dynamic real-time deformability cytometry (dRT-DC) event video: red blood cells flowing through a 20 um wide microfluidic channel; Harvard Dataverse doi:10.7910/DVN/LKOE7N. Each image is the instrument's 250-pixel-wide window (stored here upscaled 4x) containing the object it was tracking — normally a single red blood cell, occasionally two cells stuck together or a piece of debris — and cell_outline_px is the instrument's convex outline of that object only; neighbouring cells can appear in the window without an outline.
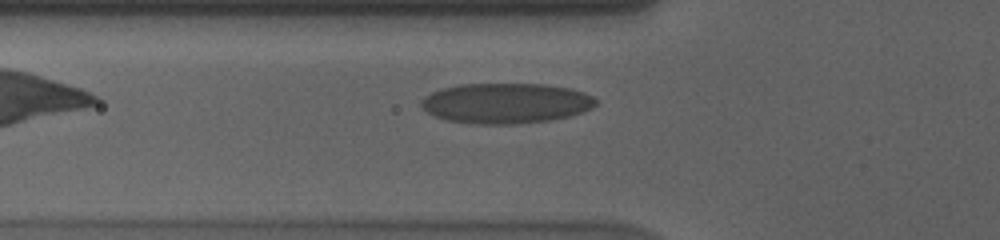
{"species": "human", "species_latin": "Homo sapiens", "temperature_condition": "cold", "stored_images_in_passage": 39, "camera_frame_rate_fps": 3000, "um_per_image_px": 0.085, "donor": {"sex": "male"}, "frame": {"image": 1, "passage_image": 2, "time_ms": 0.333, "image_size_px": [1000, 240], "cell_outline_px": [[596, 104], [592, 108], [572, 116], [552, 120], [516, 124], [472, 124], [448, 120], [436, 116], [428, 112], [420, 104], [420, 100], [424, 96], [440, 88], [460, 84], [544, 84], [568, 88], [584, 92], [592, 96], [596, 100]], "centroid_in_image_um": [43.0, 8.77], "position_along_channel_um": 82.8, "area_um2": 41.21}}
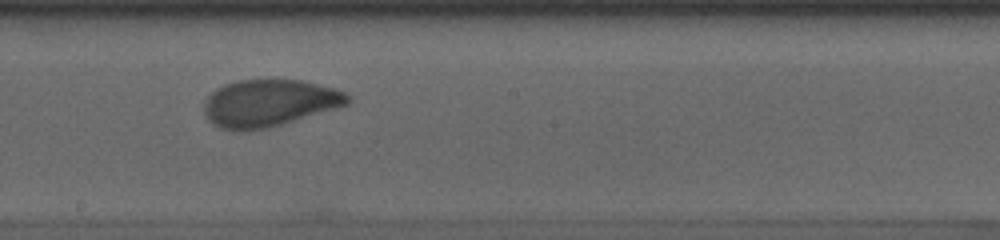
{"frame": {"image": 2, "passage_image": 14, "time_ms": 4.333, "image_size_px": [1000, 240], "cell_outline_px": [[352, 100], [348, 104], [268, 128], [244, 132], [236, 132], [220, 128], [212, 124], [204, 116], [204, 100], [216, 88], [224, 84], [236, 80], [304, 80], [336, 88], [352, 96]], "centroid_in_image_um": [22.85, 8.77], "position_along_channel_um": 225.4, "area_um2": 39.82}}
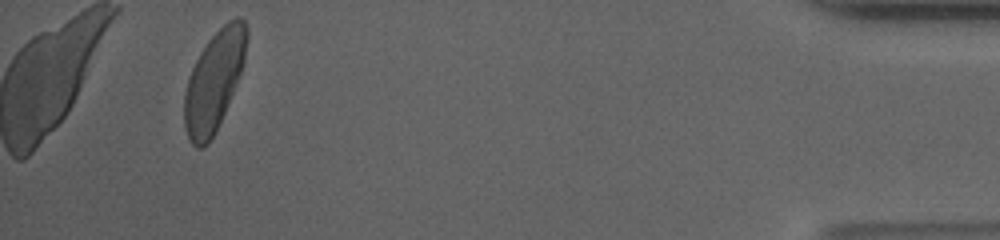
{"frame": {"image": 3, "passage_image": 36, "time_ms": 11.667, "image_size_px": [1000, 240], "cell_outline_px": [[248, 36], [244, 60], [236, 84], [224, 112], [208, 144], [200, 148], [196, 148], [188, 140], [184, 124], [184, 92], [188, 76], [200, 52], [208, 40], [228, 20], [236, 16], [240, 16], [244, 20], [248, 28]], "centroid_in_image_um": [18.18, 6.85], "position_along_channel_um": 417.0, "area_um2": 36.01}, "authors_computed_cell_mechanics": {"area_um2": 38.6682, "velocity_mm_per_s": 3.5515, "shape_relaxation_time_tau1_ms": 5.2915, "shape_relaxation_time_tau2_ms": 0.9048, "deformation_change_tau1": 0.1578, "deformation_change_tau2": 0.054}}